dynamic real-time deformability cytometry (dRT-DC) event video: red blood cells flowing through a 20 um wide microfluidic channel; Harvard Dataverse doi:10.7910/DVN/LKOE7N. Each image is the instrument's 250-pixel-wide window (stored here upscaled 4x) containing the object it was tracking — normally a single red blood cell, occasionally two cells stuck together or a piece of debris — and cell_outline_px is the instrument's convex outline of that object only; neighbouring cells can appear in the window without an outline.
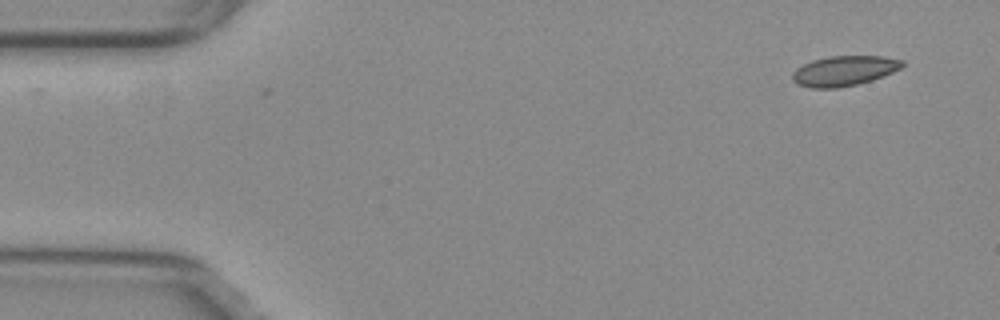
{"species": "common noctule bat (a hibernating species)", "species_latin": "Nyctalus noctula", "temperature_condition": "warm", "stored_images_in_passage": 2, "camera_frame_rate_fps": 3000, "um_per_image_px": 0.085, "animal": {"sex": "female", "body_mass_g": 29.2, "forearm_length_mm": 56.3}, "frame": {"image": 1, "passage_image": 1, "time_ms": 0.0, "image_size_px": [1000, 320], "cell_outline_px": [[904, 64], [900, 68], [892, 72], [872, 80], [840, 88], [812, 88], [800, 84], [792, 80], [792, 72], [796, 68], [812, 60], [828, 56], [884, 56], [904, 60]], "centroid_in_image_um": [71.75, 6.01], "position_along_channel_um": 13.3, "area_um2": 19.19}}